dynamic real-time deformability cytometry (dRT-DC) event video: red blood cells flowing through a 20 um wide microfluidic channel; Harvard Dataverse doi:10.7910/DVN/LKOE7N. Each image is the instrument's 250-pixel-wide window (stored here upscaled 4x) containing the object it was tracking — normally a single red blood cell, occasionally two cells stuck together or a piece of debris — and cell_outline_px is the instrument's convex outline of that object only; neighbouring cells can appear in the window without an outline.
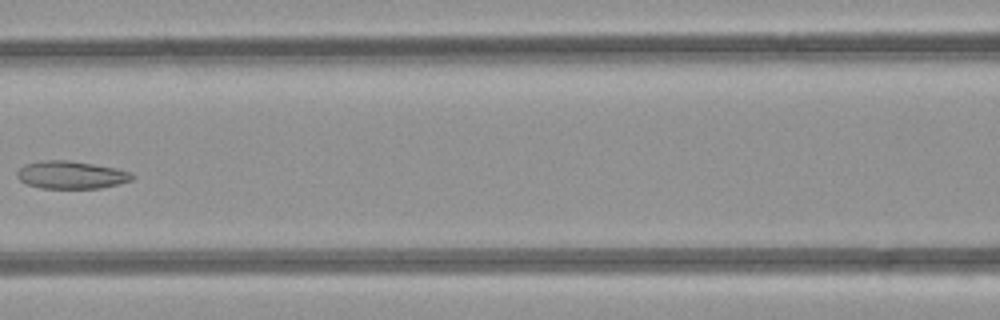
{"species": "common noctule bat (a hibernating species)", "species_latin": "Nyctalus noctula", "temperature_condition": "room temperature", "stored_images_in_passage": 5, "camera_frame_rate_fps": 3000, "um_per_image_px": 0.085, "animal": {"sex": "female", "body_mass_g": 21.9}, "frame": {"image": 1, "passage_image": 5, "time_ms": 5.333, "image_size_px": [1000, 320], "cell_outline_px": [[136, 176], [132, 180], [100, 188], [40, 188], [28, 184], [20, 180], [16, 176], [16, 172], [24, 164], [40, 160], [68, 160], [116, 168], [132, 172]], "centroid_in_image_um": [6.04, 14.86], "position_along_channel_um": 160.6, "area_um2": 18.61}}